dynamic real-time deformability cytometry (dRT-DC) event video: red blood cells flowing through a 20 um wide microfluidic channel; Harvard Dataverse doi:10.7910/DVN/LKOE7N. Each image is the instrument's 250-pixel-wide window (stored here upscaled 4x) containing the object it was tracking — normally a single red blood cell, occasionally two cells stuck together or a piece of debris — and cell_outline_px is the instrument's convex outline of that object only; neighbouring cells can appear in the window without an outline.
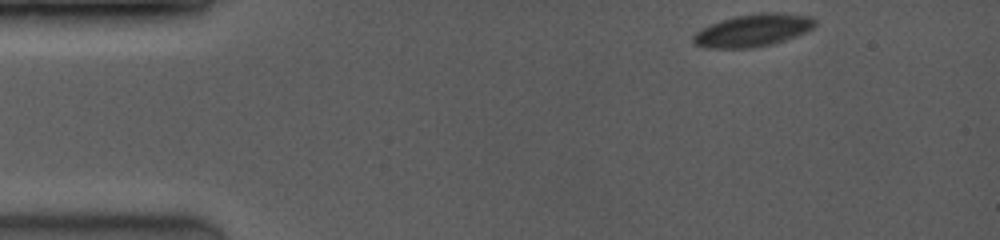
{"species": "common noctule bat (a hibernating species)", "species_latin": "Nyctalus noctula", "temperature_condition": "room temperature", "stored_images_in_passage": 5, "camera_frame_rate_fps": 3500, "um_per_image_px": 0.085, "animal": {"sex": "female", "body_mass_g": 19.0, "forearm_length_mm": 53.3}, "frame": {"image": 1, "passage_image": 1, "time_ms": 0.0, "image_size_px": [1000, 240], "cell_outline_px": [[816, 24], [812, 28], [796, 36], [772, 44], [752, 48], [704, 48], [696, 44], [692, 40], [692, 36], [700, 28], [736, 16], [764, 12], [776, 12], [812, 16], [816, 20]], "centroid_in_image_um": [64.0, 2.58], "position_along_channel_um": 21.0, "area_um2": 22.95}}
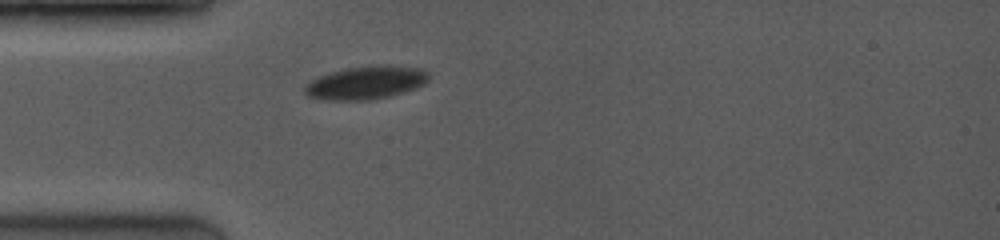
{"frame": {"image": 2, "passage_image": 5, "time_ms": 2.857, "image_size_px": [1000, 240], "cell_outline_px": [[428, 80], [424, 84], [416, 88], [392, 96], [372, 100], [320, 100], [308, 96], [304, 92], [304, 84], [320, 76], [332, 72], [348, 68], [420, 68], [428, 72]], "centroid_in_image_um": [31.04, 7.1], "position_along_channel_um": 54.0, "area_um2": 23.06}}